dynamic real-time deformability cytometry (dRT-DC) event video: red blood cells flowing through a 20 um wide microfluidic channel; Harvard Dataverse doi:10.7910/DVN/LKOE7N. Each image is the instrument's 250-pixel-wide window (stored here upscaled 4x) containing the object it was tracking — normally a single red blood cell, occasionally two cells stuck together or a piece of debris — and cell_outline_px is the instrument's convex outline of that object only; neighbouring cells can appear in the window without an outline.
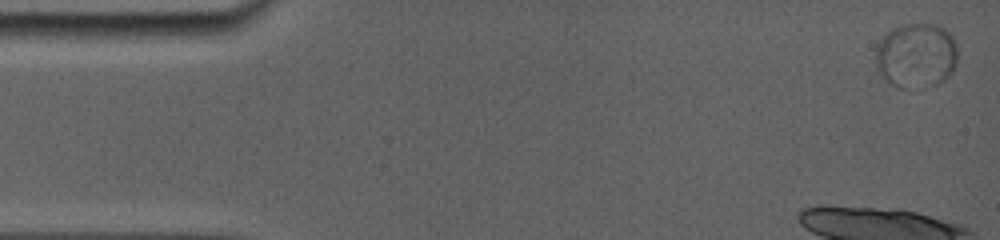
{"species": "common noctule bat (a hibernating species)", "species_latin": "Nyctalus noctula", "temperature_condition": "room temperature", "stored_images_in_passage": 4, "camera_frame_rate_fps": 5000, "um_per_image_px": 0.085, "animal": {"sex": "female", "body_mass_g": 19.0, "forearm_length_mm": 56.7}, "frame": {"image": 1, "passage_image": 1, "time_ms": 0.0, "image_size_px": [1000, 240], "cell_outline_px": [[956, 64], [952, 72], [944, 80], [920, 92], [896, 88], [876, 68], [876, 48], [880, 40], [888, 32], [904, 24], [940, 24], [952, 36], [956, 44]], "centroid_in_image_um": [77.9, 4.77], "position_along_channel_um": 7.1, "area_um2": 31.56}}
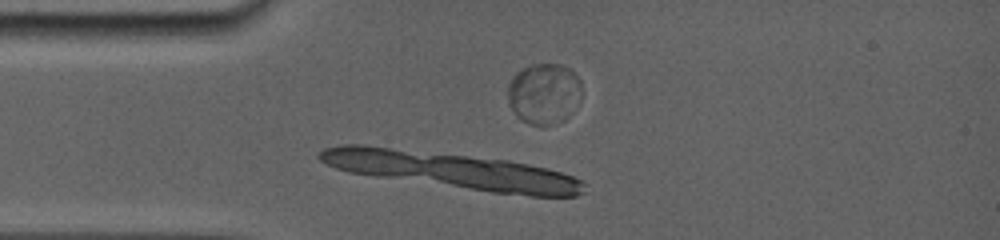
{"frame": {"image": 2, "passage_image": 4, "time_ms": 3.6, "image_size_px": [1000, 240], "cell_outline_px": [[580, 100], [568, 116], [564, 120], [544, 128], [528, 124], [520, 120], [516, 116], [508, 104], [508, 84], [512, 76], [516, 72], [524, 68], [536, 64], [560, 64], [568, 68], [580, 80]], "centroid_in_image_um": [46.21, 8.0], "position_along_channel_um": 38.8, "area_um2": 26.53}}